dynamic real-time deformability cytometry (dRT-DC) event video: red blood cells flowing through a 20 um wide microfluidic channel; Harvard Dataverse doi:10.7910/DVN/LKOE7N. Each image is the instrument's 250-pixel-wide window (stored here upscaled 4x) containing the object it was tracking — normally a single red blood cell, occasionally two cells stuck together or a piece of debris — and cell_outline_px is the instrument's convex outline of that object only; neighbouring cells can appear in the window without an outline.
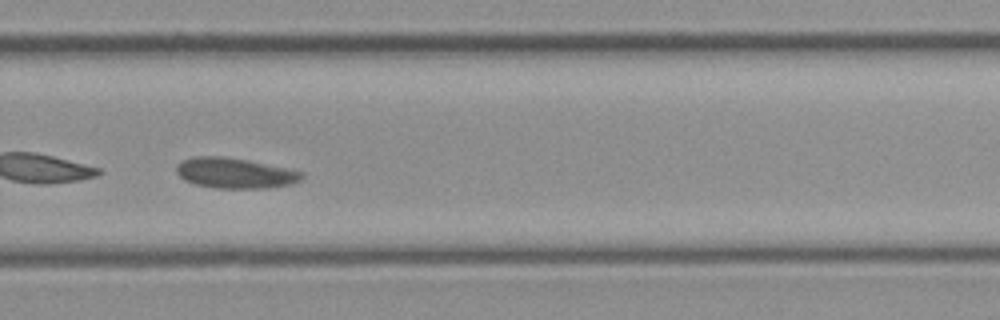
{"species": "common noctule bat (a hibernating species)", "species_latin": "Nyctalus noctula", "temperature_condition": "cold", "stored_images_in_passage": 24, "camera_frame_rate_fps": 3000, "um_per_image_px": 0.085, "animal": {"sex": "female", "body_mass_g": 21.9}, "frame": {"image": 1, "passage_image": 14, "time_ms": 4.333, "image_size_px": [1000, 320], "cell_outline_px": [[304, 176], [300, 180], [292, 184], [268, 188], [216, 188], [196, 184], [184, 180], [176, 172], [176, 164], [192, 156], [228, 156], [288, 168], [304, 172]], "centroid_in_image_um": [19.98, 14.7], "position_along_channel_um": 309.8, "area_um2": 22.43}}